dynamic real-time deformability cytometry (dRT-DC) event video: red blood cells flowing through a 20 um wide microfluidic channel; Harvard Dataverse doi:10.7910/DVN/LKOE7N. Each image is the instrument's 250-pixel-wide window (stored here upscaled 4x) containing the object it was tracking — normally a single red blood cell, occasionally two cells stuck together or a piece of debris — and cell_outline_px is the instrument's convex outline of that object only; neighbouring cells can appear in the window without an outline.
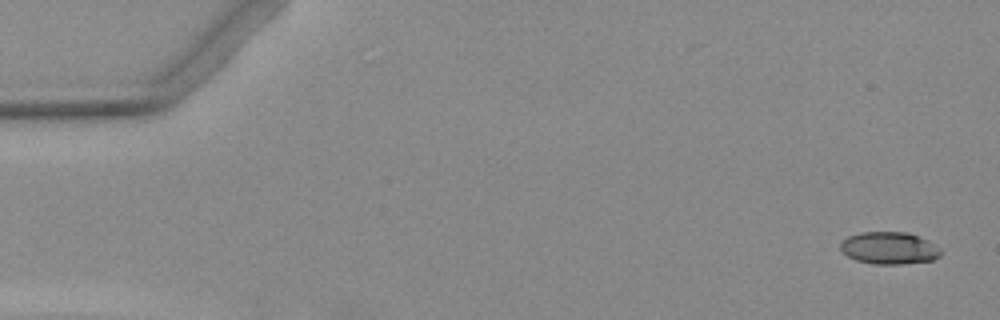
{"species": "Egyptian fruit bat (a non-hibernating species)", "species_latin": "Rousettus aegyptiacus", "temperature_condition": "warm", "stored_images_in_passage": 5, "camera_frame_rate_fps": 3000, "um_per_image_px": 0.085, "animal": {"sex": "female"}, "frame": {"image": 1, "passage_image": 1, "time_ms": 0.0, "image_size_px": [1000, 320], "cell_outline_px": [[944, 252], [940, 256], [932, 260], [904, 264], [872, 264], [856, 260], [848, 256], [840, 248], [840, 244], [848, 236], [860, 232], [908, 232], [928, 240], [940, 248]], "centroid_in_image_um": [75.62, 21.09], "position_along_channel_um": 9.4, "area_um2": 18.96}}
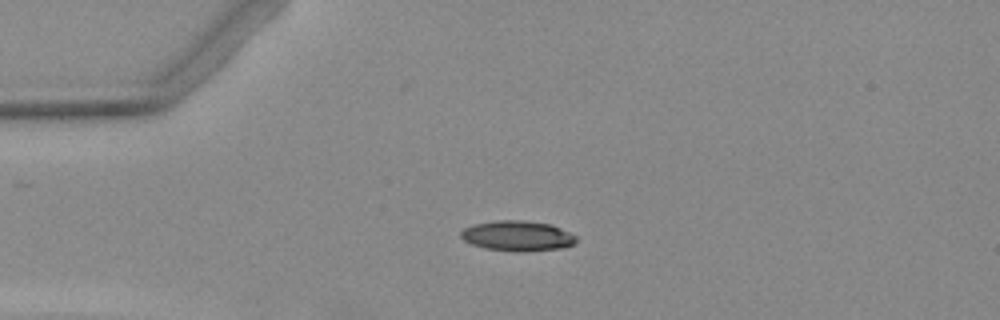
{"frame": {"image": 2, "passage_image": 4, "time_ms": 3.667, "image_size_px": [1000, 320], "cell_outline_px": [[576, 240], [572, 244], [560, 248], [524, 252], [516, 252], [484, 248], [472, 244], [464, 240], [460, 236], [460, 232], [464, 228], [476, 224], [496, 220], [524, 220], [552, 224], [576, 236]], "centroid_in_image_um": [43.96, 20.05], "position_along_channel_um": 41.0, "area_um2": 20.29}}